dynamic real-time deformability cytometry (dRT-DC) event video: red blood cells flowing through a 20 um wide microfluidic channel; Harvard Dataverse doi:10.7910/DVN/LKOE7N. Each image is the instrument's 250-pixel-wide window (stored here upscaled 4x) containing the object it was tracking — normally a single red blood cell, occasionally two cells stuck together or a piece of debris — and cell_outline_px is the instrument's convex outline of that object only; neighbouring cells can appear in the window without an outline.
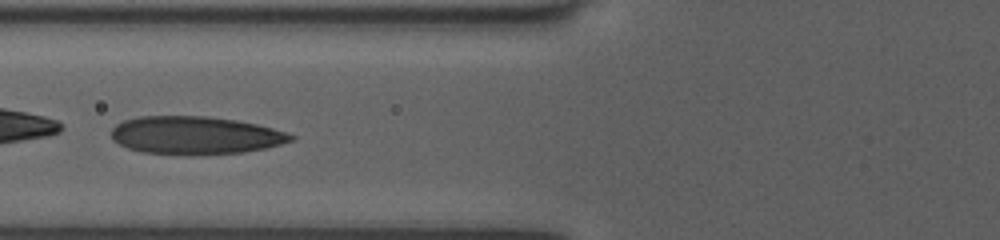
{"species": "human", "species_latin": "Homo sapiens", "temperature_condition": "room temperature", "stored_images_in_passage": 46, "camera_frame_rate_fps": 3000, "um_per_image_px": 0.085, "donor": {"sex": "female"}, "frame": {"image": 1, "passage_image": 17, "time_ms": 5.333, "image_size_px": [1000, 240], "cell_outline_px": [[296, 140], [264, 148], [244, 152], [140, 152], [128, 148], [112, 140], [112, 128], [116, 124], [124, 120], [140, 116], [208, 116], [236, 120], [256, 124], [288, 132], [296, 136]], "centroid_in_image_um": [16.62, 11.45], "position_along_channel_um": 109.2, "area_um2": 38.67}}
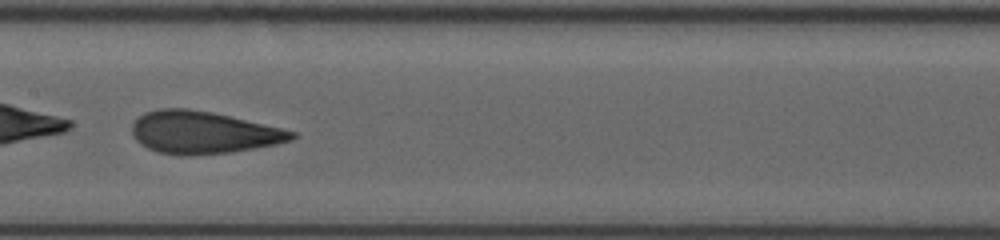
{"frame": {"image": 2, "passage_image": 23, "time_ms": 7.333, "image_size_px": [1000, 240], "cell_outline_px": [[296, 136], [292, 140], [276, 144], [228, 152], [188, 156], [180, 156], [156, 152], [140, 144], [136, 140], [132, 132], [132, 124], [144, 112], [160, 108], [188, 108], [212, 112], [280, 128], [296, 132]], "centroid_in_image_um": [17.21, 11.26], "position_along_channel_um": 190.2, "area_um2": 39.25}}
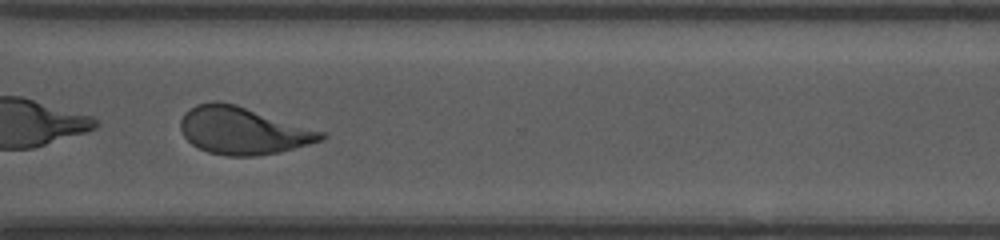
{"frame": {"image": 3, "passage_image": 35, "time_ms": 11.333, "image_size_px": [1000, 240], "cell_outline_px": [[328, 136], [324, 140], [280, 152], [256, 156], [228, 156], [208, 152], [192, 144], [184, 136], [180, 128], [180, 120], [184, 112], [188, 108], [196, 104], [212, 100], [220, 100], [236, 104], [324, 132]], "centroid_in_image_um": [20.62, 11.09], "position_along_channel_um": 350.0, "area_um2": 39.02}, "authors_computed_cell_mechanics": {"area_um2": 41.2114, "velocity_mm_per_s": 4.018, "shape_relaxation_time_tau1_ms": 5.1862, "shape_relaxation_time_tau2_ms": 1.0163, "deformation_change_tau1": 0.2132, "deformation_change_tau2": 0.0937}}